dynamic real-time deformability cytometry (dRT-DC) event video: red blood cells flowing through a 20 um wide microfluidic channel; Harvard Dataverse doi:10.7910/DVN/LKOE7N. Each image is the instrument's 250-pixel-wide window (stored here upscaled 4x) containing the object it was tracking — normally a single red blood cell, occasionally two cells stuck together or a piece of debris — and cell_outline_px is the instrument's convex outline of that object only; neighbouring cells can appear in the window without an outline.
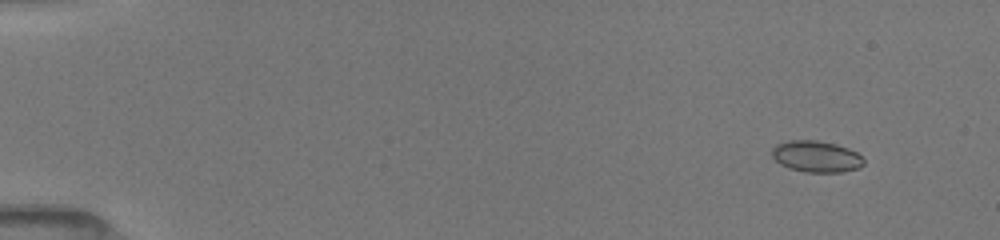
{"species": "common noctule bat (a hibernating species)", "species_latin": "Nyctalus noctula", "temperature_condition": "room temperature", "stored_images_in_passage": 6, "camera_frame_rate_fps": 3000, "um_per_image_px": 0.085, "animal": {"sex": "female", "body_mass_g": 19.5, "forearm_length_mm": 54.1}, "frame": {"image": 1, "passage_image": 2, "time_ms": 1.333, "image_size_px": [1000, 240], "cell_outline_px": [[864, 164], [860, 168], [840, 172], [804, 172], [788, 168], [780, 164], [772, 156], [772, 148], [776, 144], [788, 140], [816, 140], [836, 144], [848, 148], [856, 152], [864, 160]], "centroid_in_image_um": [69.37, 13.3], "position_along_channel_um": 15.6, "area_um2": 16.88}}
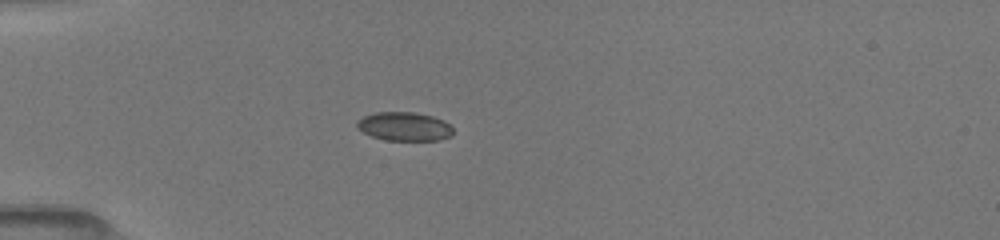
{"frame": {"image": 2, "passage_image": 5, "time_ms": 5.0, "image_size_px": [1000, 240], "cell_outline_px": [[452, 136], [440, 140], [384, 140], [372, 136], [356, 128], [356, 120], [364, 116], [376, 112], [412, 112], [432, 116], [444, 120], [452, 128]], "centroid_in_image_um": [34.35, 10.75], "position_along_channel_um": 50.6, "area_um2": 16.13}}